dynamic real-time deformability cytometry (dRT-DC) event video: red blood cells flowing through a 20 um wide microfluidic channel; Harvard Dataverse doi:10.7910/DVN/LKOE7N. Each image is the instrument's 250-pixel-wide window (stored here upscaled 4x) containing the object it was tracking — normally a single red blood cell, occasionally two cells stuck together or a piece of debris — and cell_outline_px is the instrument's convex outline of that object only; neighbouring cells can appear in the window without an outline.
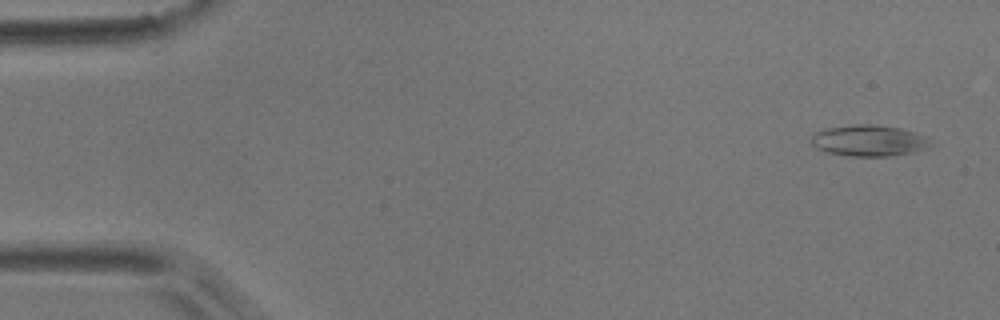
{"species": "common noctule bat (a hibernating species)", "species_latin": "Nyctalus noctula", "temperature_condition": "room temperature", "stored_images_in_passage": 5, "camera_frame_rate_fps": 3000, "um_per_image_px": 0.085, "animal": {"sex": "male", "body_mass_g": 17.9}, "frame": {"image": 1, "passage_image": 1, "time_ms": 0.0, "image_size_px": [1000, 320], "cell_outline_px": [[936, 144], [932, 148], [892, 156], [848, 156], [828, 152], [816, 148], [812, 144], [812, 136], [816, 132], [828, 128], [856, 124], [872, 124], [900, 128], [916, 132], [924, 136]], "centroid_in_image_um": [73.94, 11.96], "position_along_channel_um": 11.1, "area_um2": 21.85}}
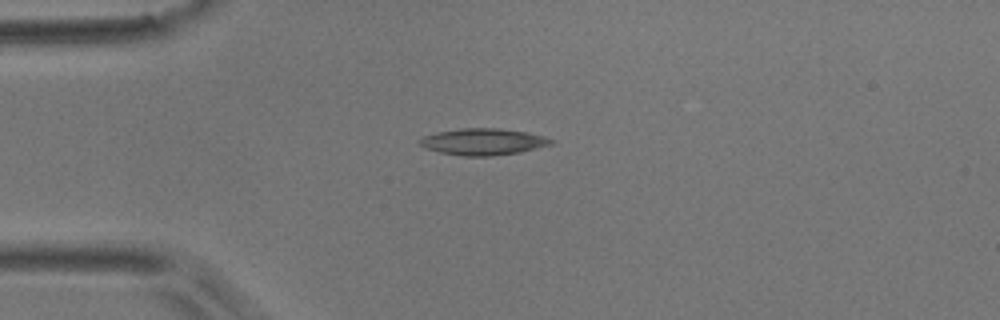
{"frame": {"image": 2, "passage_image": 4, "time_ms": 3.667, "image_size_px": [1000, 320], "cell_outline_px": [[556, 140], [552, 144], [520, 152], [492, 156], [460, 156], [440, 152], [424, 148], [416, 140], [424, 136], [436, 132], [460, 128], [496, 128], [528, 132], [544, 136]], "centroid_in_image_um": [41.05, 12.04], "position_along_channel_um": 43.9, "area_um2": 20.52}}